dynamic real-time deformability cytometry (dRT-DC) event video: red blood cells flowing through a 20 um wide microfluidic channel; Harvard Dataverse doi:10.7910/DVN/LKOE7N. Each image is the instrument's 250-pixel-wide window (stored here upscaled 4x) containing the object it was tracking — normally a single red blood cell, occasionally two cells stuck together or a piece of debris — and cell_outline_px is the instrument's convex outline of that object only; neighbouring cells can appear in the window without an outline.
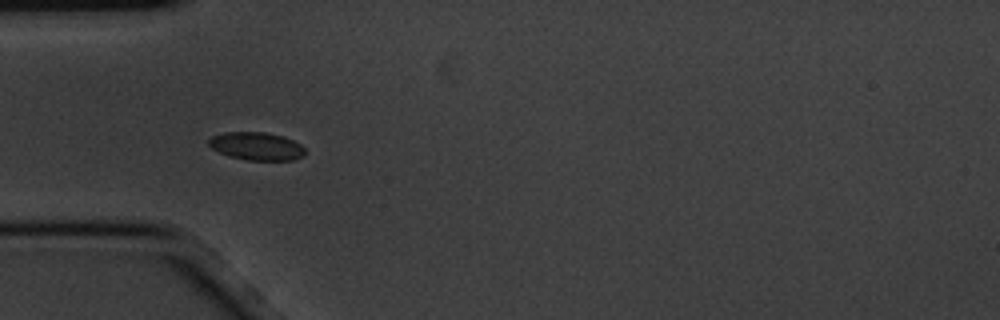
{"species": "common noctule bat (a hibernating species)", "species_latin": "Nyctalus noctula", "temperature_condition": "cold", "stored_images_in_passage": 5, "camera_frame_rate_fps": 3000, "um_per_image_px": 0.085, "animal": {"sex": "male", "body_mass_g": 20.1, "forearm_length_mm": 53.5}, "frame": {"image": 1, "passage_image": 4, "time_ms": 1.0, "image_size_px": [1000, 320], "cell_outline_px": [[304, 156], [292, 160], [248, 160], [228, 156], [212, 148], [208, 144], [208, 140], [212, 136], [224, 132], [264, 132], [284, 136], [300, 144], [304, 148]], "centroid_in_image_um": [21.8, 12.42], "position_along_channel_um": 63.2, "area_um2": 15.66}}
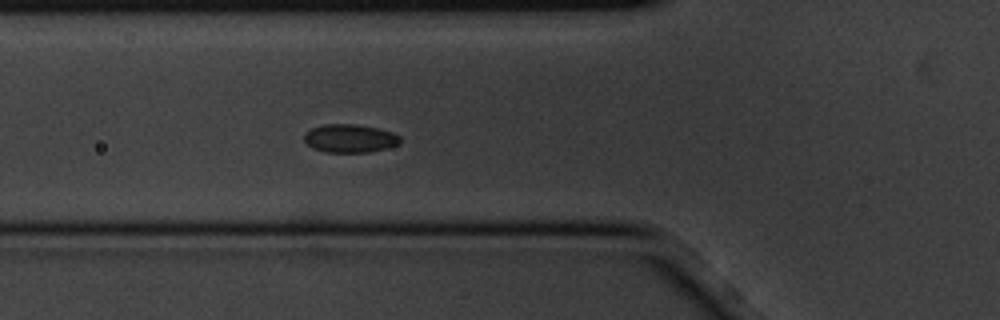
{"frame": {"image": 2, "passage_image": 5, "time_ms": 1.333, "image_size_px": [1000, 320], "cell_outline_px": [[400, 140], [396, 144], [388, 148], [368, 152], [324, 152], [312, 148], [304, 140], [304, 132], [312, 128], [324, 124], [356, 124], [376, 128], [392, 132], [400, 136]], "centroid_in_image_um": [29.7, 11.76], "position_along_channel_um": 96.1, "area_um2": 15.78}}